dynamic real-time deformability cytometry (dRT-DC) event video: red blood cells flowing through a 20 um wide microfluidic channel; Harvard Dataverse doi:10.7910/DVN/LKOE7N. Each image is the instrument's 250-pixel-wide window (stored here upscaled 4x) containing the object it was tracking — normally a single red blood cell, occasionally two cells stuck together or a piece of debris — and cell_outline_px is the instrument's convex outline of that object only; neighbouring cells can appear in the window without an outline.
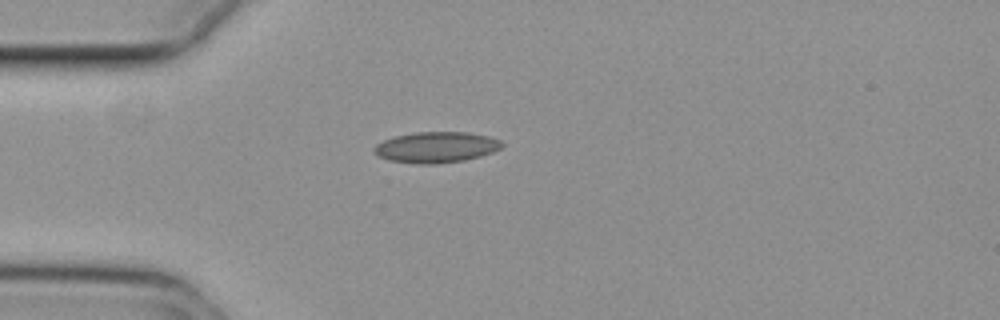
{"species": "common noctule bat (a hibernating species)", "species_latin": "Nyctalus noctula", "temperature_condition": "cold", "stored_images_in_passage": 41, "camera_frame_rate_fps": 3000, "um_per_image_px": 0.085, "animal": {"sex": "female", "body_mass_g": 29.2, "forearm_length_mm": 56.3}, "frame": {"image": 1, "passage_image": 1, "time_ms": 0.0, "image_size_px": [1000, 320], "cell_outline_px": [[504, 144], [500, 148], [492, 152], [480, 156], [464, 160], [432, 164], [420, 164], [392, 160], [376, 156], [372, 152], [372, 148], [376, 144], [384, 140], [396, 136], [412, 132], [468, 132], [488, 136], [500, 140]], "centroid_in_image_um": [37.05, 12.51], "position_along_channel_um": 48.0, "area_um2": 22.95}}
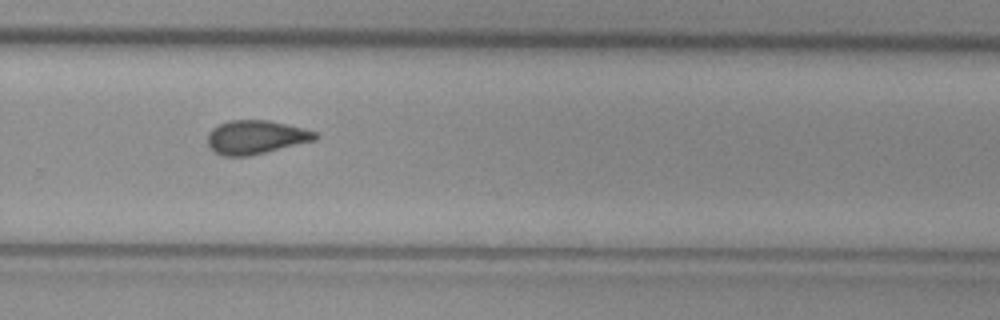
{"frame": {"image": 2, "passage_image": 23, "time_ms": 7.333, "image_size_px": [1000, 320], "cell_outline_px": [[320, 136], [316, 140], [248, 156], [224, 156], [216, 152], [208, 144], [208, 132], [212, 128], [228, 120], [268, 120], [304, 128], [316, 132]], "centroid_in_image_um": [21.76, 11.65], "position_along_channel_um": 308.0, "area_um2": 21.04}}
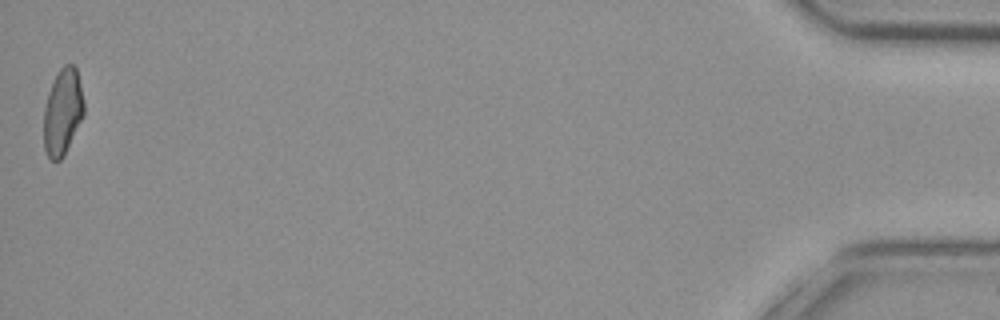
{"frame": {"image": 3, "passage_image": 41, "time_ms": 13.333, "image_size_px": [1000, 320], "cell_outline_px": [[84, 116], [64, 156], [60, 160], [52, 160], [48, 156], [44, 148], [44, 108], [48, 92], [60, 68], [64, 64], [72, 64], [76, 68], [80, 84], [84, 104]], "centroid_in_image_um": [5.33, 9.53], "position_along_channel_um": 429.9, "area_um2": 20.17}, "authors_computed_cell_mechanics": {"area_um2": 21.0392, "velocity_mm_per_s": 3.7393, "shape_relaxation_time_tau1_ms": null, "shape_relaxation_time_tau2_ms": 4.6145, "deformation_change_tau1": null, "deformation_change_tau2": 0.0926}}